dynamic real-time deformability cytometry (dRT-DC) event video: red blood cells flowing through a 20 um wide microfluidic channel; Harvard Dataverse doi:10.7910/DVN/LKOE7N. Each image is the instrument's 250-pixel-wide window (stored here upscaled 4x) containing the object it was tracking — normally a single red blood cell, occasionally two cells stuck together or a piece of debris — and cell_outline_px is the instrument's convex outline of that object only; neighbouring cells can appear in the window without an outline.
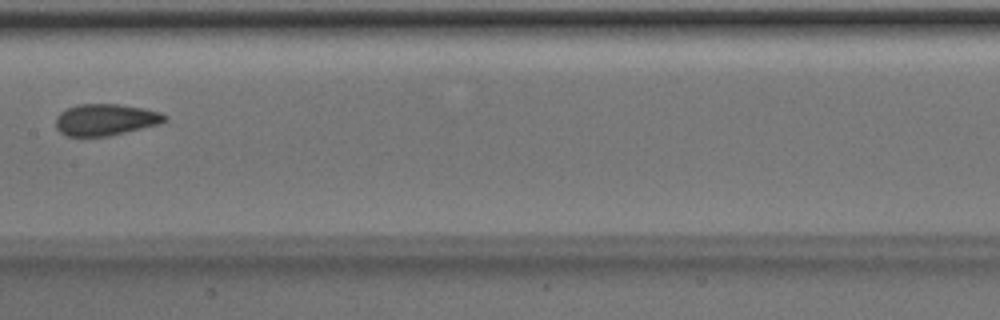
{"species": "Egyptian fruit bat (a non-hibernating species)", "species_latin": "Rousettus aegyptiacus", "temperature_condition": "room temperature", "stored_images_in_passage": 8, "camera_frame_rate_fps": 3000, "um_per_image_px": 0.085, "animal": {"sex": "male"}, "frame": {"image": 1, "passage_image": 7, "time_ms": 2.0, "image_size_px": [1000, 320], "cell_outline_px": [[168, 120], [160, 124], [108, 136], [64, 136], [56, 128], [56, 116], [60, 112], [68, 108], [80, 104], [120, 104], [144, 108], [160, 112], [168, 116]], "centroid_in_image_um": [8.99, 10.17], "position_along_channel_um": 198.4, "area_um2": 20.17}}
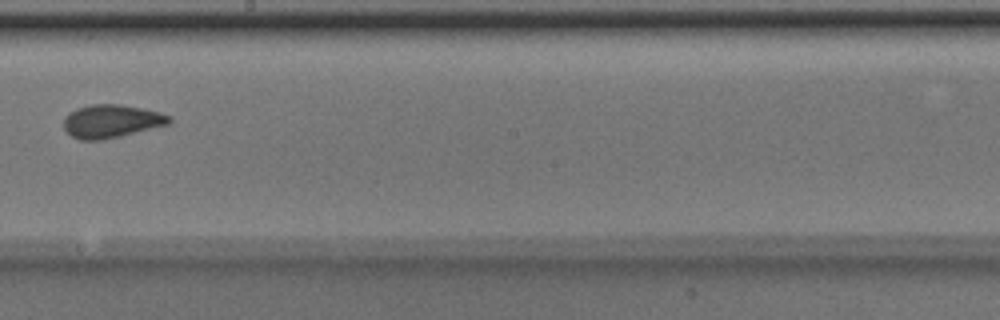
{"frame": {"image": 2, "passage_image": 8, "time_ms": 2.333, "image_size_px": [1000, 320], "cell_outline_px": [[172, 120], [168, 124], [120, 136], [100, 140], [80, 140], [72, 136], [64, 128], [64, 116], [68, 112], [76, 108], [92, 104], [120, 104], [160, 112], [172, 116]], "centroid_in_image_um": [9.45, 10.29], "position_along_channel_um": 238.8, "area_um2": 20.35}}